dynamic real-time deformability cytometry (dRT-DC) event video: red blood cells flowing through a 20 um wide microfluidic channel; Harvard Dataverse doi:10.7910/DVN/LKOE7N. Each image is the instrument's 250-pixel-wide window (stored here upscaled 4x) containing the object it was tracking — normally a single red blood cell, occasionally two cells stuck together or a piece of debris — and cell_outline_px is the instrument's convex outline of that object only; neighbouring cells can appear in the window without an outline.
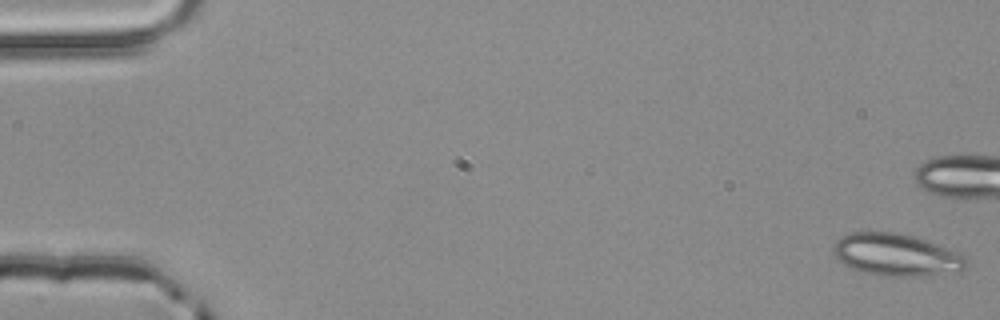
{"species": "common noctule bat (a hibernating species)", "species_latin": "Nyctalus noctula", "temperature_condition": "room temperature", "stored_images_in_passage": 5, "camera_frame_rate_fps": 3000, "um_per_image_px": 0.085, "animal": {"sex": "male", "body_mass_g": 20.4}, "frame": {"image": 1, "passage_image": 1, "time_ms": 0.0, "image_size_px": [1000, 320], "cell_outline_px": [[968, 264], [960, 272], [924, 276], [880, 276], [864, 272], [852, 268], [836, 260], [832, 256], [832, 244], [840, 236], [848, 232], [896, 232], [912, 236], [948, 248], [964, 256], [968, 260]], "centroid_in_image_um": [76.13, 21.67], "position_along_channel_um": 8.9, "area_um2": 33.12}}